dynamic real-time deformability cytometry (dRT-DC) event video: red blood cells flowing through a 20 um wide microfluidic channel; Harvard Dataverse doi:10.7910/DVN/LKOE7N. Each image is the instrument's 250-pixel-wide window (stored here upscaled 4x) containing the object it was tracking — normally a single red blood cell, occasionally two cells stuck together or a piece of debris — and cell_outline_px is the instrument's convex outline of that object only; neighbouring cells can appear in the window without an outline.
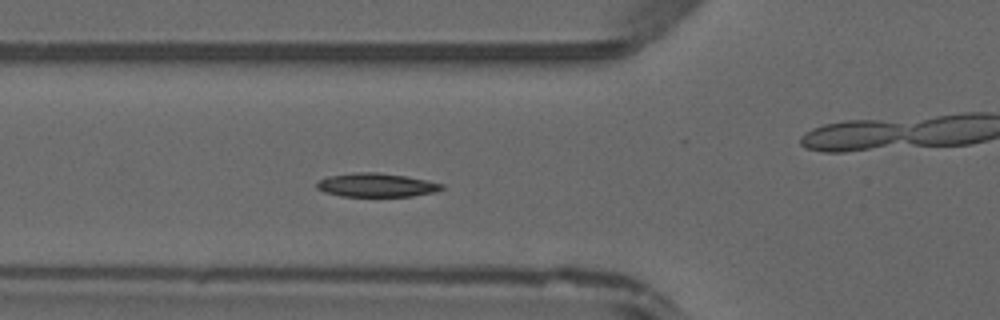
{"species": "common noctule bat (a hibernating species)", "species_latin": "Nyctalus noctula", "temperature_condition": "warm", "stored_images_in_passage": 45, "camera_frame_rate_fps": 3000, "um_per_image_px": 0.085, "animal": {"sex": "male", "forearm_length_mm": 52.5}, "frame": {"image": 1, "passage_image": 14, "time_ms": 4.333, "image_size_px": [1000, 320], "cell_outline_px": [[444, 188], [436, 192], [412, 196], [340, 196], [324, 192], [316, 188], [316, 184], [320, 180], [328, 176], [356, 172], [376, 172], [404, 176], [444, 184]], "centroid_in_image_um": [31.98, 15.73], "position_along_channel_um": 93.8, "area_um2": 17.17}}